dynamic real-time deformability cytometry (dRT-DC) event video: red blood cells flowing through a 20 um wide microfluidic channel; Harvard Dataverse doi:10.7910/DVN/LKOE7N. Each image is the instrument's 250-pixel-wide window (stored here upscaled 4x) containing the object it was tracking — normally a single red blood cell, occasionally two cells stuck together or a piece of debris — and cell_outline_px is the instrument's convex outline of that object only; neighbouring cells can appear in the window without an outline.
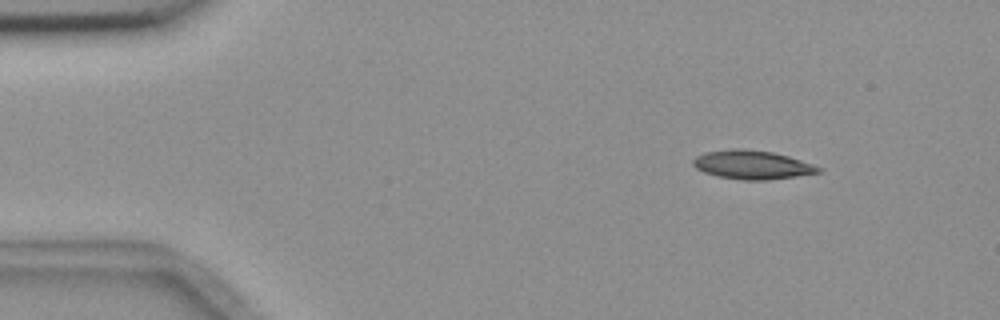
{"species": "common noctule bat (a hibernating species)", "species_latin": "Nyctalus noctula", "temperature_condition": "room temperature", "stored_images_in_passage": 5, "camera_frame_rate_fps": 3000, "um_per_image_px": 0.085, "animal": {"sex": "female", "body_mass_g": 18.4}, "frame": {"image": 1, "passage_image": 1, "time_ms": 0.0, "image_size_px": [1000, 320], "cell_outline_px": [[824, 168], [820, 172], [796, 176], [764, 180], [744, 180], [720, 176], [704, 172], [696, 168], [692, 164], [692, 160], [696, 156], [704, 152], [732, 148], [744, 148], [772, 152], [788, 156]], "centroid_in_image_um": [63.91, 13.99], "position_along_channel_um": 21.1, "area_um2": 20.92}}
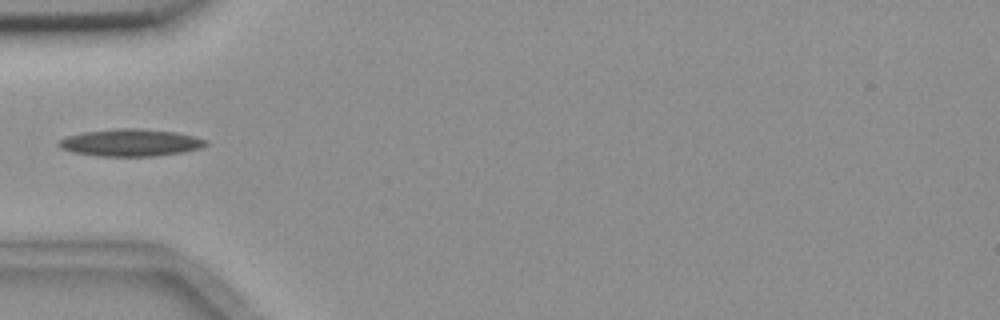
{"frame": {"image": 2, "passage_image": 4, "time_ms": 3.667, "image_size_px": [1000, 320], "cell_outline_px": [[208, 144], [200, 148], [184, 152], [156, 156], [96, 156], [72, 152], [60, 148], [56, 144], [60, 140], [68, 136], [84, 132], [116, 128], [136, 128], [172, 132], [192, 136], [208, 140]], "centroid_in_image_um": [11.08, 12.13], "position_along_channel_um": 73.9, "area_um2": 23.24}}